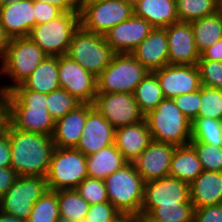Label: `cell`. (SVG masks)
Returning <instances> with one entry per match:
<instances>
[{"mask_svg": "<svg viewBox=\"0 0 222 222\" xmlns=\"http://www.w3.org/2000/svg\"><path fill=\"white\" fill-rule=\"evenodd\" d=\"M7 134L11 143V168L18 176H44L55 149L52 136L16 129L11 123Z\"/></svg>", "mask_w": 222, "mask_h": 222, "instance_id": "cell-1", "label": "cell"}, {"mask_svg": "<svg viewBox=\"0 0 222 222\" xmlns=\"http://www.w3.org/2000/svg\"><path fill=\"white\" fill-rule=\"evenodd\" d=\"M3 98L10 109V123L16 129L52 136L55 121L46 107L47 94L28 90L21 84Z\"/></svg>", "mask_w": 222, "mask_h": 222, "instance_id": "cell-2", "label": "cell"}, {"mask_svg": "<svg viewBox=\"0 0 222 222\" xmlns=\"http://www.w3.org/2000/svg\"><path fill=\"white\" fill-rule=\"evenodd\" d=\"M48 55L29 37L13 38L0 60V74L12 84L0 86L2 95L21 85Z\"/></svg>", "mask_w": 222, "mask_h": 222, "instance_id": "cell-3", "label": "cell"}, {"mask_svg": "<svg viewBox=\"0 0 222 222\" xmlns=\"http://www.w3.org/2000/svg\"><path fill=\"white\" fill-rule=\"evenodd\" d=\"M144 119L152 140L173 146L188 145L191 141V121L179 110L173 99L164 98Z\"/></svg>", "mask_w": 222, "mask_h": 222, "instance_id": "cell-4", "label": "cell"}, {"mask_svg": "<svg viewBox=\"0 0 222 222\" xmlns=\"http://www.w3.org/2000/svg\"><path fill=\"white\" fill-rule=\"evenodd\" d=\"M108 201L121 213L140 218L144 181L133 163L126 164L103 179Z\"/></svg>", "mask_w": 222, "mask_h": 222, "instance_id": "cell-5", "label": "cell"}, {"mask_svg": "<svg viewBox=\"0 0 222 222\" xmlns=\"http://www.w3.org/2000/svg\"><path fill=\"white\" fill-rule=\"evenodd\" d=\"M80 26L104 35L133 15V2L127 0H79Z\"/></svg>", "mask_w": 222, "mask_h": 222, "instance_id": "cell-6", "label": "cell"}, {"mask_svg": "<svg viewBox=\"0 0 222 222\" xmlns=\"http://www.w3.org/2000/svg\"><path fill=\"white\" fill-rule=\"evenodd\" d=\"M79 27V11H69L54 20L35 25L28 37L48 56H63L67 55L73 34Z\"/></svg>", "mask_w": 222, "mask_h": 222, "instance_id": "cell-7", "label": "cell"}, {"mask_svg": "<svg viewBox=\"0 0 222 222\" xmlns=\"http://www.w3.org/2000/svg\"><path fill=\"white\" fill-rule=\"evenodd\" d=\"M148 73L131 53L115 54L97 77V93H134Z\"/></svg>", "mask_w": 222, "mask_h": 222, "instance_id": "cell-8", "label": "cell"}, {"mask_svg": "<svg viewBox=\"0 0 222 222\" xmlns=\"http://www.w3.org/2000/svg\"><path fill=\"white\" fill-rule=\"evenodd\" d=\"M115 54L104 35L86 31L81 26L73 34L67 52V56L96 77L110 64Z\"/></svg>", "mask_w": 222, "mask_h": 222, "instance_id": "cell-9", "label": "cell"}, {"mask_svg": "<svg viewBox=\"0 0 222 222\" xmlns=\"http://www.w3.org/2000/svg\"><path fill=\"white\" fill-rule=\"evenodd\" d=\"M88 177L86 156L76 148L55 147L46 175L50 191L76 189Z\"/></svg>", "mask_w": 222, "mask_h": 222, "instance_id": "cell-10", "label": "cell"}, {"mask_svg": "<svg viewBox=\"0 0 222 222\" xmlns=\"http://www.w3.org/2000/svg\"><path fill=\"white\" fill-rule=\"evenodd\" d=\"M48 190L44 176H18L0 198V211L27 220L35 202Z\"/></svg>", "mask_w": 222, "mask_h": 222, "instance_id": "cell-11", "label": "cell"}, {"mask_svg": "<svg viewBox=\"0 0 222 222\" xmlns=\"http://www.w3.org/2000/svg\"><path fill=\"white\" fill-rule=\"evenodd\" d=\"M177 205H193L190 202L188 183L171 176L144 182L141 220H144L157 207Z\"/></svg>", "mask_w": 222, "mask_h": 222, "instance_id": "cell-12", "label": "cell"}, {"mask_svg": "<svg viewBox=\"0 0 222 222\" xmlns=\"http://www.w3.org/2000/svg\"><path fill=\"white\" fill-rule=\"evenodd\" d=\"M93 107L115 128L144 120L133 93H97Z\"/></svg>", "mask_w": 222, "mask_h": 222, "instance_id": "cell-13", "label": "cell"}, {"mask_svg": "<svg viewBox=\"0 0 222 222\" xmlns=\"http://www.w3.org/2000/svg\"><path fill=\"white\" fill-rule=\"evenodd\" d=\"M59 85L81 103L93 104L97 77L67 55L58 56Z\"/></svg>", "mask_w": 222, "mask_h": 222, "instance_id": "cell-14", "label": "cell"}, {"mask_svg": "<svg viewBox=\"0 0 222 222\" xmlns=\"http://www.w3.org/2000/svg\"><path fill=\"white\" fill-rule=\"evenodd\" d=\"M164 98L198 91L201 87L197 65H170L155 70Z\"/></svg>", "mask_w": 222, "mask_h": 222, "instance_id": "cell-15", "label": "cell"}, {"mask_svg": "<svg viewBox=\"0 0 222 222\" xmlns=\"http://www.w3.org/2000/svg\"><path fill=\"white\" fill-rule=\"evenodd\" d=\"M168 64L197 65L200 58L191 23L177 22L166 27Z\"/></svg>", "mask_w": 222, "mask_h": 222, "instance_id": "cell-16", "label": "cell"}, {"mask_svg": "<svg viewBox=\"0 0 222 222\" xmlns=\"http://www.w3.org/2000/svg\"><path fill=\"white\" fill-rule=\"evenodd\" d=\"M153 30L145 19L132 15L104 34L116 54L131 53Z\"/></svg>", "mask_w": 222, "mask_h": 222, "instance_id": "cell-17", "label": "cell"}, {"mask_svg": "<svg viewBox=\"0 0 222 222\" xmlns=\"http://www.w3.org/2000/svg\"><path fill=\"white\" fill-rule=\"evenodd\" d=\"M175 147L152 140L148 147L132 162L144 182L169 176Z\"/></svg>", "mask_w": 222, "mask_h": 222, "instance_id": "cell-18", "label": "cell"}, {"mask_svg": "<svg viewBox=\"0 0 222 222\" xmlns=\"http://www.w3.org/2000/svg\"><path fill=\"white\" fill-rule=\"evenodd\" d=\"M115 143V128L95 109L88 114L76 149L85 156Z\"/></svg>", "mask_w": 222, "mask_h": 222, "instance_id": "cell-19", "label": "cell"}, {"mask_svg": "<svg viewBox=\"0 0 222 222\" xmlns=\"http://www.w3.org/2000/svg\"><path fill=\"white\" fill-rule=\"evenodd\" d=\"M0 24L11 39L28 37L36 25L34 0L0 4Z\"/></svg>", "mask_w": 222, "mask_h": 222, "instance_id": "cell-20", "label": "cell"}, {"mask_svg": "<svg viewBox=\"0 0 222 222\" xmlns=\"http://www.w3.org/2000/svg\"><path fill=\"white\" fill-rule=\"evenodd\" d=\"M93 104L81 103L69 111L63 118L55 121L52 140L57 148H76L82 136L87 114L93 109Z\"/></svg>", "mask_w": 222, "mask_h": 222, "instance_id": "cell-21", "label": "cell"}, {"mask_svg": "<svg viewBox=\"0 0 222 222\" xmlns=\"http://www.w3.org/2000/svg\"><path fill=\"white\" fill-rule=\"evenodd\" d=\"M149 72L168 64V39L165 28H153L149 35L131 52Z\"/></svg>", "mask_w": 222, "mask_h": 222, "instance_id": "cell-22", "label": "cell"}, {"mask_svg": "<svg viewBox=\"0 0 222 222\" xmlns=\"http://www.w3.org/2000/svg\"><path fill=\"white\" fill-rule=\"evenodd\" d=\"M152 136L146 120L115 129V145L123 157L132 163L150 144Z\"/></svg>", "mask_w": 222, "mask_h": 222, "instance_id": "cell-23", "label": "cell"}, {"mask_svg": "<svg viewBox=\"0 0 222 222\" xmlns=\"http://www.w3.org/2000/svg\"><path fill=\"white\" fill-rule=\"evenodd\" d=\"M190 202L194 208L222 203V172L203 170L189 184Z\"/></svg>", "mask_w": 222, "mask_h": 222, "instance_id": "cell-24", "label": "cell"}, {"mask_svg": "<svg viewBox=\"0 0 222 222\" xmlns=\"http://www.w3.org/2000/svg\"><path fill=\"white\" fill-rule=\"evenodd\" d=\"M133 15L145 19L153 28H166L179 22L176 0H135Z\"/></svg>", "mask_w": 222, "mask_h": 222, "instance_id": "cell-25", "label": "cell"}, {"mask_svg": "<svg viewBox=\"0 0 222 222\" xmlns=\"http://www.w3.org/2000/svg\"><path fill=\"white\" fill-rule=\"evenodd\" d=\"M129 162L116 148L115 143L86 156L88 177L104 179L116 170L123 168Z\"/></svg>", "mask_w": 222, "mask_h": 222, "instance_id": "cell-26", "label": "cell"}, {"mask_svg": "<svg viewBox=\"0 0 222 222\" xmlns=\"http://www.w3.org/2000/svg\"><path fill=\"white\" fill-rule=\"evenodd\" d=\"M202 171L201 162L190 144L175 147L170 163L169 176L190 184Z\"/></svg>", "mask_w": 222, "mask_h": 222, "instance_id": "cell-27", "label": "cell"}, {"mask_svg": "<svg viewBox=\"0 0 222 222\" xmlns=\"http://www.w3.org/2000/svg\"><path fill=\"white\" fill-rule=\"evenodd\" d=\"M28 89L49 94L60 87L58 77V56H47L22 83Z\"/></svg>", "mask_w": 222, "mask_h": 222, "instance_id": "cell-28", "label": "cell"}, {"mask_svg": "<svg viewBox=\"0 0 222 222\" xmlns=\"http://www.w3.org/2000/svg\"><path fill=\"white\" fill-rule=\"evenodd\" d=\"M195 45L201 54L213 43L222 39V19L220 12L192 21Z\"/></svg>", "mask_w": 222, "mask_h": 222, "instance_id": "cell-29", "label": "cell"}, {"mask_svg": "<svg viewBox=\"0 0 222 222\" xmlns=\"http://www.w3.org/2000/svg\"><path fill=\"white\" fill-rule=\"evenodd\" d=\"M133 94L140 111L144 115L155 109L164 99L158 78L154 72L147 74L138 84Z\"/></svg>", "mask_w": 222, "mask_h": 222, "instance_id": "cell-30", "label": "cell"}, {"mask_svg": "<svg viewBox=\"0 0 222 222\" xmlns=\"http://www.w3.org/2000/svg\"><path fill=\"white\" fill-rule=\"evenodd\" d=\"M57 196L61 219L84 221L90 204L76 189L58 190Z\"/></svg>", "mask_w": 222, "mask_h": 222, "instance_id": "cell-31", "label": "cell"}, {"mask_svg": "<svg viewBox=\"0 0 222 222\" xmlns=\"http://www.w3.org/2000/svg\"><path fill=\"white\" fill-rule=\"evenodd\" d=\"M179 22H188L212 15L219 11V0H176Z\"/></svg>", "mask_w": 222, "mask_h": 222, "instance_id": "cell-32", "label": "cell"}, {"mask_svg": "<svg viewBox=\"0 0 222 222\" xmlns=\"http://www.w3.org/2000/svg\"><path fill=\"white\" fill-rule=\"evenodd\" d=\"M191 141L222 147V121L212 118L197 117L191 122Z\"/></svg>", "mask_w": 222, "mask_h": 222, "instance_id": "cell-33", "label": "cell"}, {"mask_svg": "<svg viewBox=\"0 0 222 222\" xmlns=\"http://www.w3.org/2000/svg\"><path fill=\"white\" fill-rule=\"evenodd\" d=\"M60 219L57 191L48 190L33 205L27 222H58Z\"/></svg>", "mask_w": 222, "mask_h": 222, "instance_id": "cell-34", "label": "cell"}, {"mask_svg": "<svg viewBox=\"0 0 222 222\" xmlns=\"http://www.w3.org/2000/svg\"><path fill=\"white\" fill-rule=\"evenodd\" d=\"M80 104V101L61 87L47 94L46 107L54 121L63 118Z\"/></svg>", "mask_w": 222, "mask_h": 222, "instance_id": "cell-35", "label": "cell"}, {"mask_svg": "<svg viewBox=\"0 0 222 222\" xmlns=\"http://www.w3.org/2000/svg\"><path fill=\"white\" fill-rule=\"evenodd\" d=\"M194 205H177L155 208L145 222H193Z\"/></svg>", "mask_w": 222, "mask_h": 222, "instance_id": "cell-36", "label": "cell"}, {"mask_svg": "<svg viewBox=\"0 0 222 222\" xmlns=\"http://www.w3.org/2000/svg\"><path fill=\"white\" fill-rule=\"evenodd\" d=\"M198 117L222 121V90L201 85V104Z\"/></svg>", "mask_w": 222, "mask_h": 222, "instance_id": "cell-37", "label": "cell"}, {"mask_svg": "<svg viewBox=\"0 0 222 222\" xmlns=\"http://www.w3.org/2000/svg\"><path fill=\"white\" fill-rule=\"evenodd\" d=\"M205 171L222 172V147L202 142H189Z\"/></svg>", "mask_w": 222, "mask_h": 222, "instance_id": "cell-38", "label": "cell"}, {"mask_svg": "<svg viewBox=\"0 0 222 222\" xmlns=\"http://www.w3.org/2000/svg\"><path fill=\"white\" fill-rule=\"evenodd\" d=\"M76 190L90 205L108 201L103 179L87 177L78 185Z\"/></svg>", "mask_w": 222, "mask_h": 222, "instance_id": "cell-39", "label": "cell"}, {"mask_svg": "<svg viewBox=\"0 0 222 222\" xmlns=\"http://www.w3.org/2000/svg\"><path fill=\"white\" fill-rule=\"evenodd\" d=\"M201 85L222 90V62L198 60Z\"/></svg>", "mask_w": 222, "mask_h": 222, "instance_id": "cell-40", "label": "cell"}, {"mask_svg": "<svg viewBox=\"0 0 222 222\" xmlns=\"http://www.w3.org/2000/svg\"><path fill=\"white\" fill-rule=\"evenodd\" d=\"M174 102L179 110L193 122L198 117L201 104V87L198 91L175 97Z\"/></svg>", "mask_w": 222, "mask_h": 222, "instance_id": "cell-41", "label": "cell"}, {"mask_svg": "<svg viewBox=\"0 0 222 222\" xmlns=\"http://www.w3.org/2000/svg\"><path fill=\"white\" fill-rule=\"evenodd\" d=\"M121 213L109 202H101L89 206L83 222H112Z\"/></svg>", "mask_w": 222, "mask_h": 222, "instance_id": "cell-42", "label": "cell"}, {"mask_svg": "<svg viewBox=\"0 0 222 222\" xmlns=\"http://www.w3.org/2000/svg\"><path fill=\"white\" fill-rule=\"evenodd\" d=\"M36 25L49 22L62 15L64 12L49 3L34 0Z\"/></svg>", "mask_w": 222, "mask_h": 222, "instance_id": "cell-43", "label": "cell"}, {"mask_svg": "<svg viewBox=\"0 0 222 222\" xmlns=\"http://www.w3.org/2000/svg\"><path fill=\"white\" fill-rule=\"evenodd\" d=\"M193 222H222V203L195 208Z\"/></svg>", "mask_w": 222, "mask_h": 222, "instance_id": "cell-44", "label": "cell"}, {"mask_svg": "<svg viewBox=\"0 0 222 222\" xmlns=\"http://www.w3.org/2000/svg\"><path fill=\"white\" fill-rule=\"evenodd\" d=\"M18 174L11 167H0V198L17 180Z\"/></svg>", "mask_w": 222, "mask_h": 222, "instance_id": "cell-45", "label": "cell"}, {"mask_svg": "<svg viewBox=\"0 0 222 222\" xmlns=\"http://www.w3.org/2000/svg\"><path fill=\"white\" fill-rule=\"evenodd\" d=\"M0 167H11V143L8 134L0 138Z\"/></svg>", "mask_w": 222, "mask_h": 222, "instance_id": "cell-46", "label": "cell"}, {"mask_svg": "<svg viewBox=\"0 0 222 222\" xmlns=\"http://www.w3.org/2000/svg\"><path fill=\"white\" fill-rule=\"evenodd\" d=\"M199 60H211L222 62V39L213 43L210 47L205 49L201 54Z\"/></svg>", "mask_w": 222, "mask_h": 222, "instance_id": "cell-47", "label": "cell"}, {"mask_svg": "<svg viewBox=\"0 0 222 222\" xmlns=\"http://www.w3.org/2000/svg\"><path fill=\"white\" fill-rule=\"evenodd\" d=\"M10 125V109L4 98L0 100V138L7 134Z\"/></svg>", "mask_w": 222, "mask_h": 222, "instance_id": "cell-48", "label": "cell"}, {"mask_svg": "<svg viewBox=\"0 0 222 222\" xmlns=\"http://www.w3.org/2000/svg\"><path fill=\"white\" fill-rule=\"evenodd\" d=\"M56 6L63 12L79 11V0H36Z\"/></svg>", "mask_w": 222, "mask_h": 222, "instance_id": "cell-49", "label": "cell"}, {"mask_svg": "<svg viewBox=\"0 0 222 222\" xmlns=\"http://www.w3.org/2000/svg\"><path fill=\"white\" fill-rule=\"evenodd\" d=\"M11 38L0 24V60L3 58Z\"/></svg>", "mask_w": 222, "mask_h": 222, "instance_id": "cell-50", "label": "cell"}, {"mask_svg": "<svg viewBox=\"0 0 222 222\" xmlns=\"http://www.w3.org/2000/svg\"><path fill=\"white\" fill-rule=\"evenodd\" d=\"M0 222H27V221L0 211Z\"/></svg>", "mask_w": 222, "mask_h": 222, "instance_id": "cell-51", "label": "cell"}, {"mask_svg": "<svg viewBox=\"0 0 222 222\" xmlns=\"http://www.w3.org/2000/svg\"><path fill=\"white\" fill-rule=\"evenodd\" d=\"M112 222H135V216L130 214H120Z\"/></svg>", "mask_w": 222, "mask_h": 222, "instance_id": "cell-52", "label": "cell"}, {"mask_svg": "<svg viewBox=\"0 0 222 222\" xmlns=\"http://www.w3.org/2000/svg\"><path fill=\"white\" fill-rule=\"evenodd\" d=\"M19 1H22V0H0V4H10L13 2H19Z\"/></svg>", "mask_w": 222, "mask_h": 222, "instance_id": "cell-53", "label": "cell"}, {"mask_svg": "<svg viewBox=\"0 0 222 222\" xmlns=\"http://www.w3.org/2000/svg\"><path fill=\"white\" fill-rule=\"evenodd\" d=\"M58 222H78V221H73V220H69V219H59Z\"/></svg>", "mask_w": 222, "mask_h": 222, "instance_id": "cell-54", "label": "cell"}, {"mask_svg": "<svg viewBox=\"0 0 222 222\" xmlns=\"http://www.w3.org/2000/svg\"><path fill=\"white\" fill-rule=\"evenodd\" d=\"M219 12L222 13V0H219Z\"/></svg>", "mask_w": 222, "mask_h": 222, "instance_id": "cell-55", "label": "cell"}, {"mask_svg": "<svg viewBox=\"0 0 222 222\" xmlns=\"http://www.w3.org/2000/svg\"><path fill=\"white\" fill-rule=\"evenodd\" d=\"M135 222H145V221L141 220L139 217L135 216Z\"/></svg>", "mask_w": 222, "mask_h": 222, "instance_id": "cell-56", "label": "cell"}, {"mask_svg": "<svg viewBox=\"0 0 222 222\" xmlns=\"http://www.w3.org/2000/svg\"><path fill=\"white\" fill-rule=\"evenodd\" d=\"M3 98V95H2V93H1V91H0V100Z\"/></svg>", "mask_w": 222, "mask_h": 222, "instance_id": "cell-57", "label": "cell"}]
</instances>
